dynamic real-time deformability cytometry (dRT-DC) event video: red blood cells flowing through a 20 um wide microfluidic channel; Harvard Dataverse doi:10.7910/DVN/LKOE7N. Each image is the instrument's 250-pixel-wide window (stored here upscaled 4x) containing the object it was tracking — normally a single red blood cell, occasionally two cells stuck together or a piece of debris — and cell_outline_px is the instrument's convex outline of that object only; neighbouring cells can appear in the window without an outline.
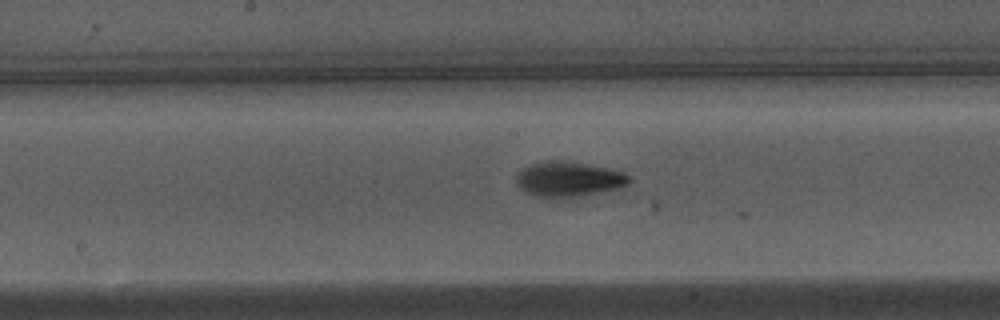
{"species": "Egyptian fruit bat (a non-hibernating species)", "species_latin": "Rousettus aegyptiacus", "temperature_condition": "warm", "stored_images_in_passage": 7, "camera_frame_rate_fps": 3000, "um_per_image_px": 0.085, "animal": {"sex": "male"}, "frame": {"image": 1, "passage_image": 5, "time_ms": 1.333, "image_size_px": [1000, 320], "cell_outline_px": [[632, 180], [628, 184], [620, 188], [564, 200], [560, 200], [540, 196], [528, 192], [520, 188], [516, 184], [516, 172], [532, 164], [548, 160], [584, 164], [612, 168], [624, 172]], "centroid_in_image_um": [48.36, 15.26], "position_along_channel_um": 199.8, "area_um2": 23.29}}